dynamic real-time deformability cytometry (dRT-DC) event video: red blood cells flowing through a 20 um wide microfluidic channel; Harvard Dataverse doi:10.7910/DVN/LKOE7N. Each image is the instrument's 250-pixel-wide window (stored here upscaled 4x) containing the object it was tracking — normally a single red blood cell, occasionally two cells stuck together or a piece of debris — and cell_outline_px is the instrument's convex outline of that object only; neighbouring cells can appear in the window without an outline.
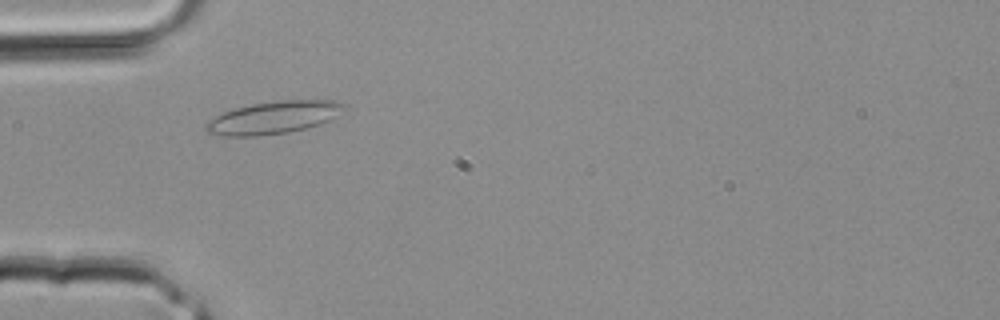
{"species": "common noctule bat (a hibernating species)", "species_latin": "Nyctalus noctula", "temperature_condition": "room temperature", "stored_images_in_passage": 2, "camera_frame_rate_fps": 3000, "um_per_image_px": 0.085, "animal": {"sex": "male", "body_mass_g": 20.4}, "frame": {"image": 1, "passage_image": 2, "time_ms": 0.333, "image_size_px": [1000, 320], "cell_outline_px": [[344, 108], [328, 120], [320, 124], [288, 132], [260, 136], [224, 136], [208, 132], [204, 128], [204, 124], [208, 120], [224, 112], [236, 108], [252, 104], [280, 100], [316, 96], [336, 100], [344, 104]], "centroid_in_image_um": [23.3, 9.94], "position_along_channel_um": 61.7, "area_um2": 26.65}}